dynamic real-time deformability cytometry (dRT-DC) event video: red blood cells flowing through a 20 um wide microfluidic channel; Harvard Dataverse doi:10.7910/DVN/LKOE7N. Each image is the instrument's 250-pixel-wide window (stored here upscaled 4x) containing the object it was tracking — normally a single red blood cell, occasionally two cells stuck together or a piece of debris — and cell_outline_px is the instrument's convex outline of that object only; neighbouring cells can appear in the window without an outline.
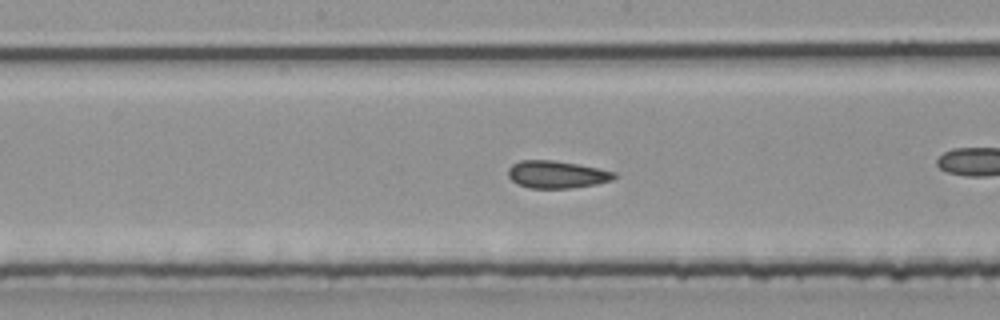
{"species": "common noctule bat (a hibernating species)", "species_latin": "Nyctalus noctula", "temperature_condition": "room temperature", "stored_images_in_passage": 34, "camera_frame_rate_fps": 3000, "um_per_image_px": 0.085, "animal": {"sex": "male", "body_mass_g": 20.4}, "frame": {"image": 1, "passage_image": 20, "time_ms": 6.333, "image_size_px": [1000, 320], "cell_outline_px": [[616, 176], [612, 180], [596, 184], [572, 188], [528, 188], [512, 180], [508, 176], [508, 168], [512, 164], [520, 160], [552, 160], [576, 164], [616, 172]], "centroid_in_image_um": [47.31, 14.83], "position_along_channel_um": 200.9, "area_um2": 16.82}}